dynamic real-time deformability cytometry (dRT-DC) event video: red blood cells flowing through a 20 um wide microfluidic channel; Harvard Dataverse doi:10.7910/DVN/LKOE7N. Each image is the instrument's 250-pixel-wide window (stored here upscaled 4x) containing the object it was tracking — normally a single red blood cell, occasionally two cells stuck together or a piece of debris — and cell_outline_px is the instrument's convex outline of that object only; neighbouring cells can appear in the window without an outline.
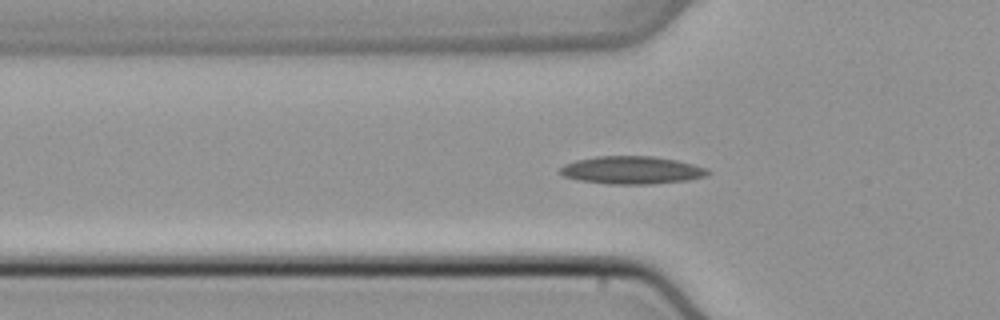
{"species": "common noctule bat (a hibernating species)", "species_latin": "Nyctalus noctula", "temperature_condition": "cold", "stored_images_in_passage": 5, "camera_frame_rate_fps": 3000, "um_per_image_px": 0.085, "animal": {"sex": "male", "body_mass_g": 21.5, "forearm_length_mm": 52.0}, "frame": {"image": 1, "passage_image": 3, "time_ms": 0.667, "image_size_px": [1000, 320], "cell_outline_px": [[712, 172], [704, 176], [688, 180], [648, 184], [608, 184], [580, 180], [564, 176], [560, 172], [560, 168], [564, 164], [576, 160], [596, 156], [652, 156], [676, 160], [708, 168]], "centroid_in_image_um": [53.71, 14.46], "position_along_channel_um": 72.1, "area_um2": 23.81}}